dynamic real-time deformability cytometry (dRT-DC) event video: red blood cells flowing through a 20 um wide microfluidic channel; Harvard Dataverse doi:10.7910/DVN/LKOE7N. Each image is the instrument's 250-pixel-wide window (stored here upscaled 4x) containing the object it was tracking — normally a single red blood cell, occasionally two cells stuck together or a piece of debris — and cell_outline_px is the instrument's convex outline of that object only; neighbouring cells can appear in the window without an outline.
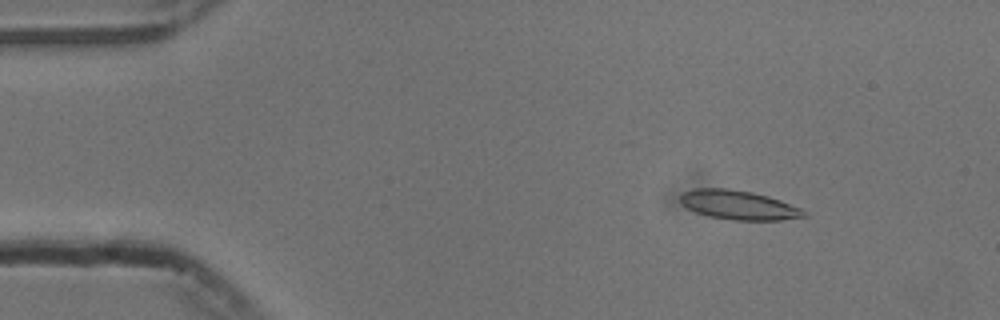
{"species": "common noctule bat (a hibernating species)", "species_latin": "Nyctalus noctula", "temperature_condition": "cold", "stored_images_in_passage": 52, "camera_frame_rate_fps": 3000, "um_per_image_px": 0.085, "animal": {"sex": "male", "body_mass_g": 13.3}, "frame": {"image": 1, "passage_image": 5, "time_ms": 1.333, "image_size_px": [1000, 320], "cell_outline_px": [[808, 216], [780, 220], [732, 220], [708, 216], [696, 212], [688, 208], [680, 200], [680, 196], [684, 192], [696, 188], [728, 188], [752, 192], [768, 196], [780, 200], [800, 208], [808, 212]], "centroid_in_image_um": [62.81, 17.43], "position_along_channel_um": 22.2, "area_um2": 20.98}}
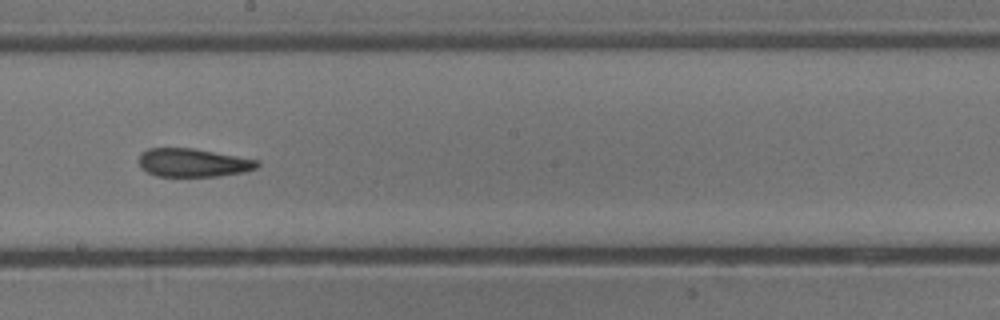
{"frame": {"image": 2, "passage_image": 28, "time_ms": 9.0, "image_size_px": [1000, 320], "cell_outline_px": [[260, 164], [256, 168], [244, 172], [220, 176], [156, 176], [140, 168], [140, 152], [148, 148], [192, 148], [260, 160]], "centroid_in_image_um": [16.42, 13.83], "position_along_channel_um": 231.8, "area_um2": 19.59}}
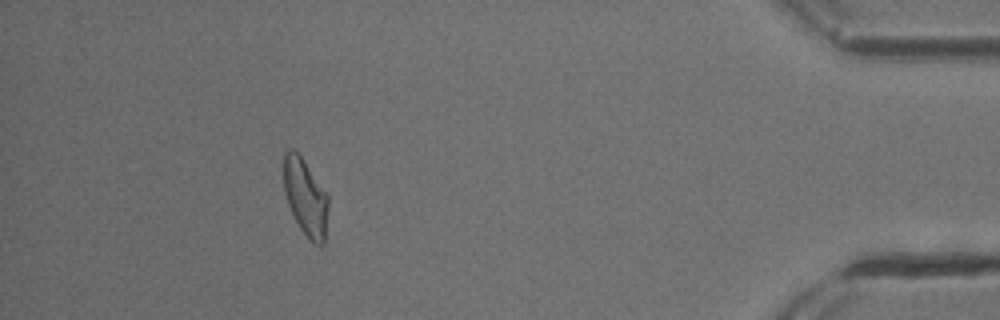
{"frame": {"image": 3, "passage_image": 47, "time_ms": 15.333, "image_size_px": [1000, 320], "cell_outline_px": [[328, 208], [324, 244], [316, 244], [300, 228], [288, 204], [284, 192], [284, 152], [288, 148], [292, 148], [304, 160], [328, 196]], "centroid_in_image_um": [25.96, 16.73], "position_along_channel_um": 409.2, "area_um2": 19.54}, "authors_computed_cell_mechanics": {"area_um2": 20.3456, "velocity_mm_per_s": 3.7494, "shape_relaxation_time_tau1_ms": null, "shape_relaxation_time_tau2_ms": 7.0461, "deformation_change_tau1": null, "deformation_change_tau2": 0.1639}}